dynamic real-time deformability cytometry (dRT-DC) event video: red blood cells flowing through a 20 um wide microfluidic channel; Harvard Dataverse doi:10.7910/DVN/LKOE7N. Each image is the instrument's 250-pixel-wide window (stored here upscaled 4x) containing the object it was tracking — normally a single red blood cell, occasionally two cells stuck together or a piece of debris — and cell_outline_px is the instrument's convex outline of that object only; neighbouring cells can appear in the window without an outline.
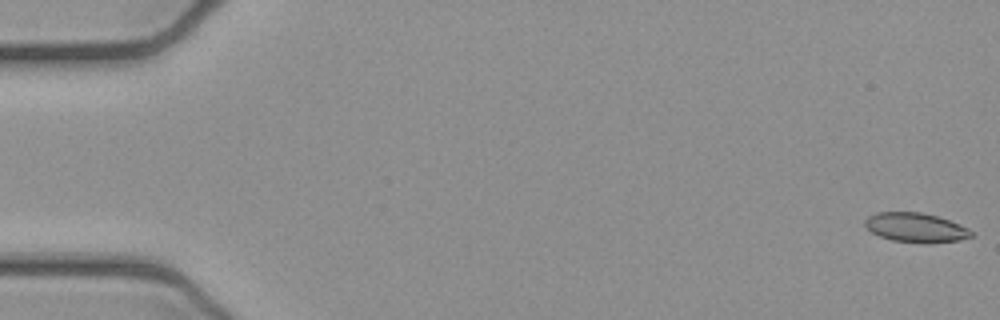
{"species": "common noctule bat (a hibernating species)", "species_latin": "Nyctalus noctula", "temperature_condition": "cold", "stored_images_in_passage": 53, "camera_frame_rate_fps": 3000, "um_per_image_px": 0.085, "animal": {"sex": "female", "body_mass_g": 21.9}, "frame": {"image": 1, "passage_image": 1, "time_ms": 0.0, "image_size_px": [1000, 320], "cell_outline_px": [[972, 236], [960, 240], [924, 244], [892, 240], [880, 236], [872, 232], [864, 224], [864, 220], [868, 216], [876, 212], [920, 212], [936, 216], [960, 224], [968, 228], [972, 232]], "centroid_in_image_um": [77.83, 19.35], "position_along_channel_um": 7.2, "area_um2": 18.21}}
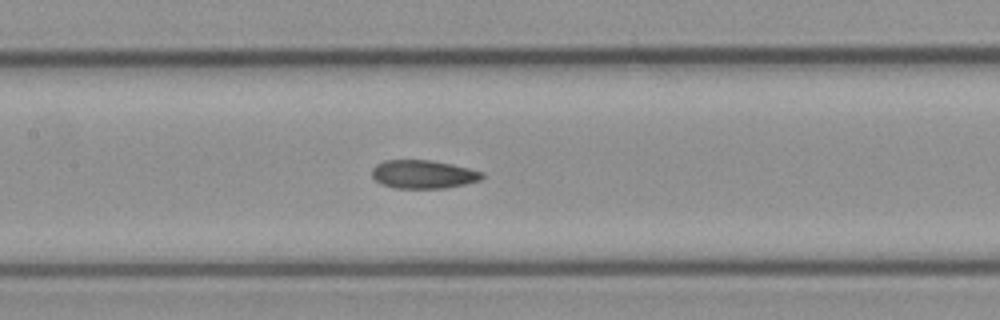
{"frame": {"image": 2, "passage_image": 25, "time_ms": 8.0, "image_size_px": [1000, 320], "cell_outline_px": [[484, 176], [480, 180], [464, 184], [444, 188], [396, 188], [380, 184], [372, 176], [372, 168], [376, 164], [384, 160], [432, 160], [452, 164], [484, 172]], "centroid_in_image_um": [35.96, 14.81], "position_along_channel_um": 171.4, "area_um2": 18.26}}
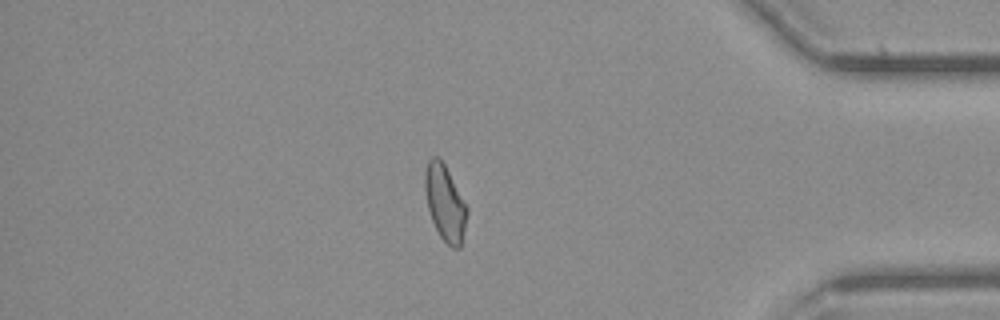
{"frame": {"image": 3, "passage_image": 45, "time_ms": 14.667, "image_size_px": [1000, 320], "cell_outline_px": [[468, 212], [460, 248], [452, 248], [440, 236], [432, 220], [428, 208], [424, 188], [424, 172], [428, 160], [432, 156], [436, 156], [444, 164], [468, 208]], "centroid_in_image_um": [37.81, 17.24], "position_along_channel_um": 397.4, "area_um2": 18.32}, "authors_computed_cell_mechanics": {"area_um2": 18.6694, "velocity_mm_per_s": 3.9046, "shape_relaxation_time_tau1_ms": 11.0364, "shape_relaxation_time_tau2_ms": 3.206, "deformation_change_tau1": 0.176, "deformation_change_tau2": 0.0861}}